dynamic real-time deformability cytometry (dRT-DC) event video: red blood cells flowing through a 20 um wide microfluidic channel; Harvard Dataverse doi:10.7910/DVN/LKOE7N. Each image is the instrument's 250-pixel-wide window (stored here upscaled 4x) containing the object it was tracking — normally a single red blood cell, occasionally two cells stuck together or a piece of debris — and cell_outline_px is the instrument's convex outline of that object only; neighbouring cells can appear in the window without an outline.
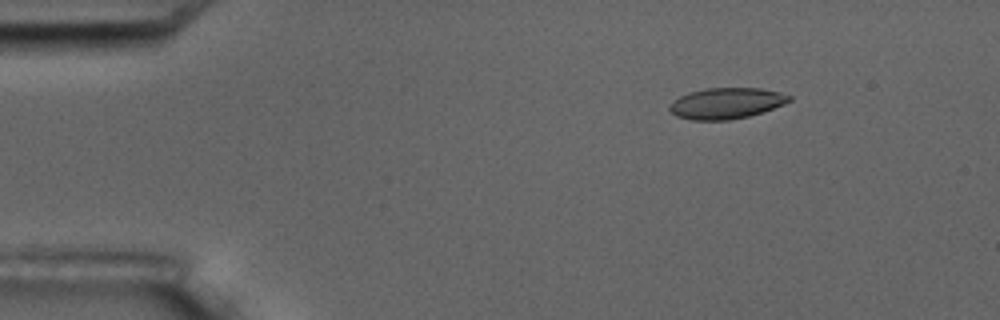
{"species": "common noctule bat (a hibernating species)", "species_latin": "Nyctalus noctula", "temperature_condition": "room temperature", "stored_images_in_passage": 5, "camera_frame_rate_fps": 3000, "um_per_image_px": 0.085, "animal": {"sex": "male", "body_mass_g": 17.5, "forearm_length_mm": 52.3}, "frame": {"image": 1, "passage_image": 3, "time_ms": 2.333, "image_size_px": [1000, 320], "cell_outline_px": [[792, 100], [784, 104], [748, 116], [728, 120], [692, 120], [676, 116], [668, 108], [668, 104], [672, 100], [688, 92], [708, 88], [760, 88], [780, 92], [792, 96]], "centroid_in_image_um": [61.7, 8.77], "position_along_channel_um": 23.3, "area_um2": 21.62}}